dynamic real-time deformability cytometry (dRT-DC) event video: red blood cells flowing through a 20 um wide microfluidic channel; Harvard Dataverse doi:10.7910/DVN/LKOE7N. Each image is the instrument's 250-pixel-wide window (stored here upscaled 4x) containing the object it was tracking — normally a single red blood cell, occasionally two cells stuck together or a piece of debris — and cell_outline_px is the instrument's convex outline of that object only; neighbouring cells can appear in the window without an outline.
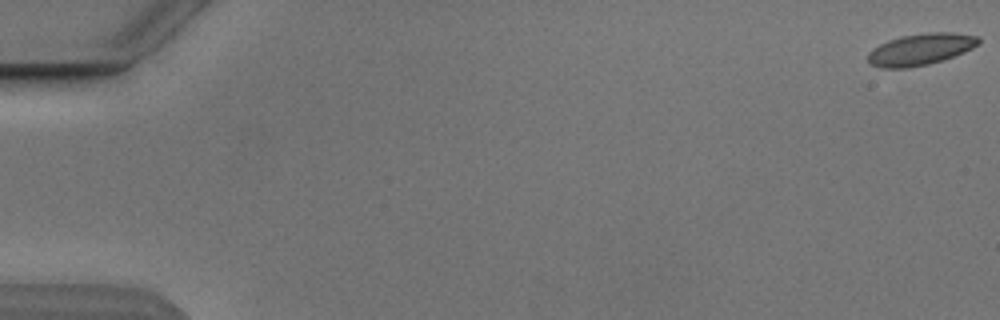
{"species": "Egyptian fruit bat (a non-hibernating species)", "species_latin": "Rousettus aegyptiacus", "temperature_condition": "cold", "stored_images_in_passage": 6, "camera_frame_rate_fps": 3000, "um_per_image_px": 0.085, "animal": {"sex": "male"}, "frame": {"image": 1, "passage_image": 1, "time_ms": 0.0, "image_size_px": [1000, 320], "cell_outline_px": [[980, 44], [964, 52], [928, 64], [908, 68], [880, 68], [868, 64], [868, 52], [872, 48], [888, 40], [900, 36], [928, 32], [952, 32], [976, 36], [980, 40]], "centroid_in_image_um": [78.2, 4.19], "position_along_channel_um": 6.8, "area_um2": 20.4}}
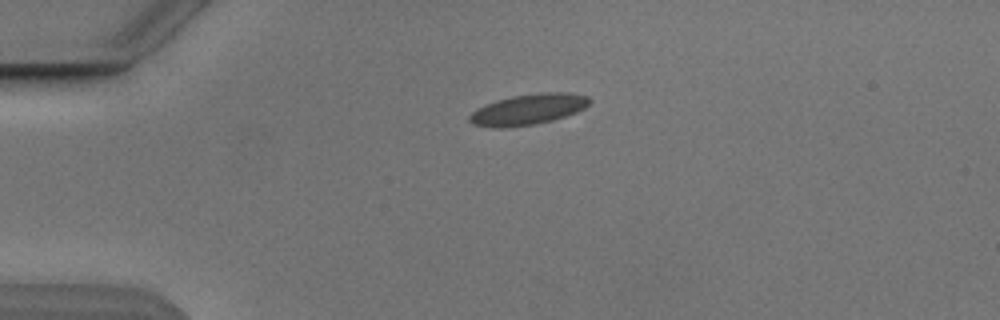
{"frame": {"image": 2, "passage_image": 4, "time_ms": 4.333, "image_size_px": [1000, 320], "cell_outline_px": [[592, 100], [584, 108], [576, 112], [552, 120], [536, 124], [504, 128], [492, 128], [472, 124], [468, 120], [468, 116], [476, 108], [484, 104], [496, 100], [512, 96], [540, 92], [568, 92], [588, 96]], "centroid_in_image_um": [44.86, 9.3], "position_along_channel_um": 40.1, "area_um2": 21.73}}
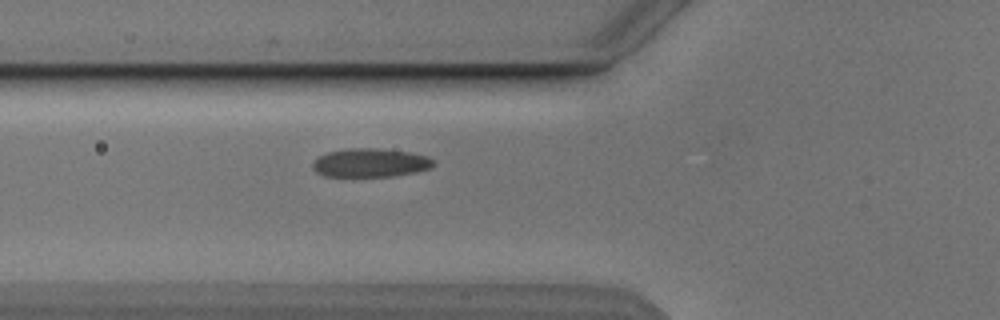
{"frame": {"image": 3, "passage_image": 6, "time_ms": 6.667, "image_size_px": [1000, 320], "cell_outline_px": [[436, 164], [432, 168], [416, 172], [392, 176], [324, 176], [316, 172], [312, 168], [312, 160], [328, 152], [348, 148], [376, 148], [412, 152], [428, 156], [436, 160]], "centroid_in_image_um": [31.52, 13.83], "position_along_channel_um": 94.3, "area_um2": 20.46}}